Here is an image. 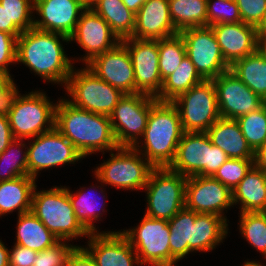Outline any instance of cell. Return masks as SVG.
<instances>
[{"mask_svg":"<svg viewBox=\"0 0 266 266\" xmlns=\"http://www.w3.org/2000/svg\"><path fill=\"white\" fill-rule=\"evenodd\" d=\"M59 39L68 42L69 37L34 27L17 38L16 63L22 62L45 81L66 85L73 70L71 59L66 57Z\"/></svg>","mask_w":266,"mask_h":266,"instance_id":"obj_1","label":"cell"},{"mask_svg":"<svg viewBox=\"0 0 266 266\" xmlns=\"http://www.w3.org/2000/svg\"><path fill=\"white\" fill-rule=\"evenodd\" d=\"M55 108V128L70 141L83 157L96 151H115L116 142L110 118L73 106L65 99Z\"/></svg>","mask_w":266,"mask_h":266,"instance_id":"obj_2","label":"cell"},{"mask_svg":"<svg viewBox=\"0 0 266 266\" xmlns=\"http://www.w3.org/2000/svg\"><path fill=\"white\" fill-rule=\"evenodd\" d=\"M184 131L181 126L180 114L172 102L157 101L150 109L147 125L143 133L144 154L154 168L169 167L174 160L176 149Z\"/></svg>","mask_w":266,"mask_h":266,"instance_id":"obj_3","label":"cell"},{"mask_svg":"<svg viewBox=\"0 0 266 266\" xmlns=\"http://www.w3.org/2000/svg\"><path fill=\"white\" fill-rule=\"evenodd\" d=\"M32 195L31 212L51 231L59 240L87 236L90 232L77 219L71 205L68 188L54 187L46 191H37Z\"/></svg>","mask_w":266,"mask_h":266,"instance_id":"obj_4","label":"cell"},{"mask_svg":"<svg viewBox=\"0 0 266 266\" xmlns=\"http://www.w3.org/2000/svg\"><path fill=\"white\" fill-rule=\"evenodd\" d=\"M228 159L224 151L211 143L206 132H184L168 168L187 178L212 177Z\"/></svg>","mask_w":266,"mask_h":266,"instance_id":"obj_5","label":"cell"},{"mask_svg":"<svg viewBox=\"0 0 266 266\" xmlns=\"http://www.w3.org/2000/svg\"><path fill=\"white\" fill-rule=\"evenodd\" d=\"M65 86L72 97L67 101L73 106L107 116L124 96L121 90L100 79L87 66L77 72L73 69Z\"/></svg>","mask_w":266,"mask_h":266,"instance_id":"obj_6","label":"cell"},{"mask_svg":"<svg viewBox=\"0 0 266 266\" xmlns=\"http://www.w3.org/2000/svg\"><path fill=\"white\" fill-rule=\"evenodd\" d=\"M187 177L168 167L154 168L144 189L147 191L146 216L170 220L185 208Z\"/></svg>","mask_w":266,"mask_h":266,"instance_id":"obj_7","label":"cell"},{"mask_svg":"<svg viewBox=\"0 0 266 266\" xmlns=\"http://www.w3.org/2000/svg\"><path fill=\"white\" fill-rule=\"evenodd\" d=\"M47 98L39 91L19 94L8 115L14 139L33 138L55 127L56 105Z\"/></svg>","mask_w":266,"mask_h":266,"instance_id":"obj_8","label":"cell"},{"mask_svg":"<svg viewBox=\"0 0 266 266\" xmlns=\"http://www.w3.org/2000/svg\"><path fill=\"white\" fill-rule=\"evenodd\" d=\"M172 103L179 111L184 132H206L221 118L213 80H203Z\"/></svg>","mask_w":266,"mask_h":266,"instance_id":"obj_9","label":"cell"},{"mask_svg":"<svg viewBox=\"0 0 266 266\" xmlns=\"http://www.w3.org/2000/svg\"><path fill=\"white\" fill-rule=\"evenodd\" d=\"M115 151L96 168L94 174L99 182L122 189H144L154 167L134 147H118Z\"/></svg>","mask_w":266,"mask_h":266,"instance_id":"obj_10","label":"cell"},{"mask_svg":"<svg viewBox=\"0 0 266 266\" xmlns=\"http://www.w3.org/2000/svg\"><path fill=\"white\" fill-rule=\"evenodd\" d=\"M157 101L155 97L143 93L124 94L109 115L119 147L139 144L138 136H143L150 109Z\"/></svg>","mask_w":266,"mask_h":266,"instance_id":"obj_11","label":"cell"},{"mask_svg":"<svg viewBox=\"0 0 266 266\" xmlns=\"http://www.w3.org/2000/svg\"><path fill=\"white\" fill-rule=\"evenodd\" d=\"M122 233L134 248L140 265L146 263L158 266L171 263L168 220L144 215L138 227Z\"/></svg>","mask_w":266,"mask_h":266,"instance_id":"obj_12","label":"cell"},{"mask_svg":"<svg viewBox=\"0 0 266 266\" xmlns=\"http://www.w3.org/2000/svg\"><path fill=\"white\" fill-rule=\"evenodd\" d=\"M179 33L185 44L186 56L204 80H213L230 70L211 26L191 27Z\"/></svg>","mask_w":266,"mask_h":266,"instance_id":"obj_13","label":"cell"},{"mask_svg":"<svg viewBox=\"0 0 266 266\" xmlns=\"http://www.w3.org/2000/svg\"><path fill=\"white\" fill-rule=\"evenodd\" d=\"M35 138L27 147L28 176L35 179L40 170L66 163L74 164L83 158L77 148L55 127Z\"/></svg>","mask_w":266,"mask_h":266,"instance_id":"obj_14","label":"cell"},{"mask_svg":"<svg viewBox=\"0 0 266 266\" xmlns=\"http://www.w3.org/2000/svg\"><path fill=\"white\" fill-rule=\"evenodd\" d=\"M130 54L134 77L135 93L156 97L163 81L159 72L158 39H136L127 37L121 40Z\"/></svg>","mask_w":266,"mask_h":266,"instance_id":"obj_15","label":"cell"},{"mask_svg":"<svg viewBox=\"0 0 266 266\" xmlns=\"http://www.w3.org/2000/svg\"><path fill=\"white\" fill-rule=\"evenodd\" d=\"M213 83L222 118L237 120L247 113L258 110L266 103L230 70L214 78Z\"/></svg>","mask_w":266,"mask_h":266,"instance_id":"obj_16","label":"cell"},{"mask_svg":"<svg viewBox=\"0 0 266 266\" xmlns=\"http://www.w3.org/2000/svg\"><path fill=\"white\" fill-rule=\"evenodd\" d=\"M233 205L232 191L210 176L188 177L185 185V208L195 213L223 216Z\"/></svg>","mask_w":266,"mask_h":266,"instance_id":"obj_17","label":"cell"},{"mask_svg":"<svg viewBox=\"0 0 266 266\" xmlns=\"http://www.w3.org/2000/svg\"><path fill=\"white\" fill-rule=\"evenodd\" d=\"M69 40H76L75 42L87 52L82 59L85 64L121 42L109 24L91 7L86 8L80 14L79 21Z\"/></svg>","mask_w":266,"mask_h":266,"instance_id":"obj_18","label":"cell"},{"mask_svg":"<svg viewBox=\"0 0 266 266\" xmlns=\"http://www.w3.org/2000/svg\"><path fill=\"white\" fill-rule=\"evenodd\" d=\"M86 66L100 79L121 90L124 94L135 93L133 64L127 47L119 42L111 50L94 57Z\"/></svg>","mask_w":266,"mask_h":266,"instance_id":"obj_19","label":"cell"},{"mask_svg":"<svg viewBox=\"0 0 266 266\" xmlns=\"http://www.w3.org/2000/svg\"><path fill=\"white\" fill-rule=\"evenodd\" d=\"M33 3L41 17L33 20V27L67 37L73 34L80 14L87 8L80 0H34Z\"/></svg>","mask_w":266,"mask_h":266,"instance_id":"obj_20","label":"cell"},{"mask_svg":"<svg viewBox=\"0 0 266 266\" xmlns=\"http://www.w3.org/2000/svg\"><path fill=\"white\" fill-rule=\"evenodd\" d=\"M85 249L98 266H133L140 264L134 248L121 232L90 233ZM135 253V254H134Z\"/></svg>","mask_w":266,"mask_h":266,"instance_id":"obj_21","label":"cell"},{"mask_svg":"<svg viewBox=\"0 0 266 266\" xmlns=\"http://www.w3.org/2000/svg\"><path fill=\"white\" fill-rule=\"evenodd\" d=\"M225 61L231 66L236 60L259 48V29L243 22L211 26Z\"/></svg>","mask_w":266,"mask_h":266,"instance_id":"obj_22","label":"cell"},{"mask_svg":"<svg viewBox=\"0 0 266 266\" xmlns=\"http://www.w3.org/2000/svg\"><path fill=\"white\" fill-rule=\"evenodd\" d=\"M169 10L168 0H147L136 13L131 37L157 40L178 34Z\"/></svg>","mask_w":266,"mask_h":266,"instance_id":"obj_23","label":"cell"},{"mask_svg":"<svg viewBox=\"0 0 266 266\" xmlns=\"http://www.w3.org/2000/svg\"><path fill=\"white\" fill-rule=\"evenodd\" d=\"M206 133L211 143L224 151L228 158L254 159V151L243 136L237 120L221 117Z\"/></svg>","mask_w":266,"mask_h":266,"instance_id":"obj_24","label":"cell"},{"mask_svg":"<svg viewBox=\"0 0 266 266\" xmlns=\"http://www.w3.org/2000/svg\"><path fill=\"white\" fill-rule=\"evenodd\" d=\"M232 202L242 212H266V173L253 166L232 191Z\"/></svg>","mask_w":266,"mask_h":266,"instance_id":"obj_25","label":"cell"},{"mask_svg":"<svg viewBox=\"0 0 266 266\" xmlns=\"http://www.w3.org/2000/svg\"><path fill=\"white\" fill-rule=\"evenodd\" d=\"M35 178L25 175L0 181V216L18 210V215L31 211Z\"/></svg>","mask_w":266,"mask_h":266,"instance_id":"obj_26","label":"cell"},{"mask_svg":"<svg viewBox=\"0 0 266 266\" xmlns=\"http://www.w3.org/2000/svg\"><path fill=\"white\" fill-rule=\"evenodd\" d=\"M230 71L266 102V56L260 48L236 60Z\"/></svg>","mask_w":266,"mask_h":266,"instance_id":"obj_27","label":"cell"},{"mask_svg":"<svg viewBox=\"0 0 266 266\" xmlns=\"http://www.w3.org/2000/svg\"><path fill=\"white\" fill-rule=\"evenodd\" d=\"M17 225L15 244L31 250L40 252L60 241L31 211L18 215Z\"/></svg>","mask_w":266,"mask_h":266,"instance_id":"obj_28","label":"cell"},{"mask_svg":"<svg viewBox=\"0 0 266 266\" xmlns=\"http://www.w3.org/2000/svg\"><path fill=\"white\" fill-rule=\"evenodd\" d=\"M196 213L183 208L168 221L171 263H177L189 252H193V224Z\"/></svg>","mask_w":266,"mask_h":266,"instance_id":"obj_29","label":"cell"},{"mask_svg":"<svg viewBox=\"0 0 266 266\" xmlns=\"http://www.w3.org/2000/svg\"><path fill=\"white\" fill-rule=\"evenodd\" d=\"M227 226L225 217L196 213L193 224V251L213 250L226 237Z\"/></svg>","mask_w":266,"mask_h":266,"instance_id":"obj_30","label":"cell"},{"mask_svg":"<svg viewBox=\"0 0 266 266\" xmlns=\"http://www.w3.org/2000/svg\"><path fill=\"white\" fill-rule=\"evenodd\" d=\"M91 8L109 24L120 40L133 35L136 14L122 0H97Z\"/></svg>","mask_w":266,"mask_h":266,"instance_id":"obj_31","label":"cell"},{"mask_svg":"<svg viewBox=\"0 0 266 266\" xmlns=\"http://www.w3.org/2000/svg\"><path fill=\"white\" fill-rule=\"evenodd\" d=\"M203 80L196 71L195 65L185 56L175 72L163 80L160 93L155 98L161 102H172Z\"/></svg>","mask_w":266,"mask_h":266,"instance_id":"obj_32","label":"cell"},{"mask_svg":"<svg viewBox=\"0 0 266 266\" xmlns=\"http://www.w3.org/2000/svg\"><path fill=\"white\" fill-rule=\"evenodd\" d=\"M170 17L180 32L191 27L207 26V0H168Z\"/></svg>","mask_w":266,"mask_h":266,"instance_id":"obj_33","label":"cell"},{"mask_svg":"<svg viewBox=\"0 0 266 266\" xmlns=\"http://www.w3.org/2000/svg\"><path fill=\"white\" fill-rule=\"evenodd\" d=\"M159 72L162 81L180 66L186 56V48L180 33L158 39Z\"/></svg>","mask_w":266,"mask_h":266,"instance_id":"obj_34","label":"cell"},{"mask_svg":"<svg viewBox=\"0 0 266 266\" xmlns=\"http://www.w3.org/2000/svg\"><path fill=\"white\" fill-rule=\"evenodd\" d=\"M240 218L241 234L266 257V212H242Z\"/></svg>","mask_w":266,"mask_h":266,"instance_id":"obj_35","label":"cell"},{"mask_svg":"<svg viewBox=\"0 0 266 266\" xmlns=\"http://www.w3.org/2000/svg\"><path fill=\"white\" fill-rule=\"evenodd\" d=\"M237 122L254 152L266 142V103L258 110L239 117Z\"/></svg>","mask_w":266,"mask_h":266,"instance_id":"obj_36","label":"cell"},{"mask_svg":"<svg viewBox=\"0 0 266 266\" xmlns=\"http://www.w3.org/2000/svg\"><path fill=\"white\" fill-rule=\"evenodd\" d=\"M22 139H14L9 146L3 151V153L0 154V181H6V180H12L15 178H18L20 176L28 175V159H27V150L25 147V152L22 153V150L20 149V146L23 148L25 146V143L23 144ZM14 146H19V149L15 151L14 153ZM22 155V158L19 155ZM17 156V158H16ZM11 164H7V162ZM7 164L9 166L8 169L3 170L1 169V165H4L3 163ZM6 166V165H5ZM3 167V166H2ZM4 171L3 173L1 171Z\"/></svg>","mask_w":266,"mask_h":266,"instance_id":"obj_37","label":"cell"},{"mask_svg":"<svg viewBox=\"0 0 266 266\" xmlns=\"http://www.w3.org/2000/svg\"><path fill=\"white\" fill-rule=\"evenodd\" d=\"M82 192L81 190L74 194L68 189L69 199L77 219L90 233H94L97 232V229L94 227L93 221L100 219L102 213H100V210L96 212V209H98L96 205L98 204L94 200L95 196L90 195L88 192L87 194Z\"/></svg>","mask_w":266,"mask_h":266,"instance_id":"obj_38","label":"cell"},{"mask_svg":"<svg viewBox=\"0 0 266 266\" xmlns=\"http://www.w3.org/2000/svg\"><path fill=\"white\" fill-rule=\"evenodd\" d=\"M253 166L254 159L229 158L212 177L233 191Z\"/></svg>","mask_w":266,"mask_h":266,"instance_id":"obj_39","label":"cell"},{"mask_svg":"<svg viewBox=\"0 0 266 266\" xmlns=\"http://www.w3.org/2000/svg\"><path fill=\"white\" fill-rule=\"evenodd\" d=\"M207 0V26L242 22L235 0Z\"/></svg>","mask_w":266,"mask_h":266,"instance_id":"obj_40","label":"cell"},{"mask_svg":"<svg viewBox=\"0 0 266 266\" xmlns=\"http://www.w3.org/2000/svg\"><path fill=\"white\" fill-rule=\"evenodd\" d=\"M32 2L34 0H0V5L8 13V24H15L22 32L32 28L34 20L30 15L34 11Z\"/></svg>","mask_w":266,"mask_h":266,"instance_id":"obj_41","label":"cell"},{"mask_svg":"<svg viewBox=\"0 0 266 266\" xmlns=\"http://www.w3.org/2000/svg\"><path fill=\"white\" fill-rule=\"evenodd\" d=\"M76 247L60 240L54 246L38 252L32 266H67L69 255Z\"/></svg>","mask_w":266,"mask_h":266,"instance_id":"obj_42","label":"cell"},{"mask_svg":"<svg viewBox=\"0 0 266 266\" xmlns=\"http://www.w3.org/2000/svg\"><path fill=\"white\" fill-rule=\"evenodd\" d=\"M243 23L258 29L266 19V0H235Z\"/></svg>","mask_w":266,"mask_h":266,"instance_id":"obj_43","label":"cell"},{"mask_svg":"<svg viewBox=\"0 0 266 266\" xmlns=\"http://www.w3.org/2000/svg\"><path fill=\"white\" fill-rule=\"evenodd\" d=\"M17 38L0 31V71L9 73L8 65L16 62Z\"/></svg>","mask_w":266,"mask_h":266,"instance_id":"obj_44","label":"cell"},{"mask_svg":"<svg viewBox=\"0 0 266 266\" xmlns=\"http://www.w3.org/2000/svg\"><path fill=\"white\" fill-rule=\"evenodd\" d=\"M37 253V251L15 244L9 251V266H32Z\"/></svg>","mask_w":266,"mask_h":266,"instance_id":"obj_45","label":"cell"},{"mask_svg":"<svg viewBox=\"0 0 266 266\" xmlns=\"http://www.w3.org/2000/svg\"><path fill=\"white\" fill-rule=\"evenodd\" d=\"M67 266H98L90 255V253L83 247L77 246L69 255Z\"/></svg>","mask_w":266,"mask_h":266,"instance_id":"obj_46","label":"cell"},{"mask_svg":"<svg viewBox=\"0 0 266 266\" xmlns=\"http://www.w3.org/2000/svg\"><path fill=\"white\" fill-rule=\"evenodd\" d=\"M13 83L5 92L0 94V116L8 117L19 96V91Z\"/></svg>","mask_w":266,"mask_h":266,"instance_id":"obj_47","label":"cell"},{"mask_svg":"<svg viewBox=\"0 0 266 266\" xmlns=\"http://www.w3.org/2000/svg\"><path fill=\"white\" fill-rule=\"evenodd\" d=\"M14 140L8 117L0 116V154Z\"/></svg>","mask_w":266,"mask_h":266,"instance_id":"obj_48","label":"cell"},{"mask_svg":"<svg viewBox=\"0 0 266 266\" xmlns=\"http://www.w3.org/2000/svg\"><path fill=\"white\" fill-rule=\"evenodd\" d=\"M0 31L6 32L18 38L22 31L15 24H8V13L0 5Z\"/></svg>","mask_w":266,"mask_h":266,"instance_id":"obj_49","label":"cell"},{"mask_svg":"<svg viewBox=\"0 0 266 266\" xmlns=\"http://www.w3.org/2000/svg\"><path fill=\"white\" fill-rule=\"evenodd\" d=\"M254 166L266 173V142L254 152Z\"/></svg>","mask_w":266,"mask_h":266,"instance_id":"obj_50","label":"cell"},{"mask_svg":"<svg viewBox=\"0 0 266 266\" xmlns=\"http://www.w3.org/2000/svg\"><path fill=\"white\" fill-rule=\"evenodd\" d=\"M14 83L9 73L0 71V94L5 92Z\"/></svg>","mask_w":266,"mask_h":266,"instance_id":"obj_51","label":"cell"},{"mask_svg":"<svg viewBox=\"0 0 266 266\" xmlns=\"http://www.w3.org/2000/svg\"><path fill=\"white\" fill-rule=\"evenodd\" d=\"M124 5L133 13H137L147 0H122Z\"/></svg>","mask_w":266,"mask_h":266,"instance_id":"obj_52","label":"cell"},{"mask_svg":"<svg viewBox=\"0 0 266 266\" xmlns=\"http://www.w3.org/2000/svg\"><path fill=\"white\" fill-rule=\"evenodd\" d=\"M0 266H9V250L0 240Z\"/></svg>","mask_w":266,"mask_h":266,"instance_id":"obj_53","label":"cell"},{"mask_svg":"<svg viewBox=\"0 0 266 266\" xmlns=\"http://www.w3.org/2000/svg\"><path fill=\"white\" fill-rule=\"evenodd\" d=\"M259 48L266 56V36H260L259 39Z\"/></svg>","mask_w":266,"mask_h":266,"instance_id":"obj_54","label":"cell"},{"mask_svg":"<svg viewBox=\"0 0 266 266\" xmlns=\"http://www.w3.org/2000/svg\"><path fill=\"white\" fill-rule=\"evenodd\" d=\"M259 36H266V19L262 26L259 28Z\"/></svg>","mask_w":266,"mask_h":266,"instance_id":"obj_55","label":"cell"},{"mask_svg":"<svg viewBox=\"0 0 266 266\" xmlns=\"http://www.w3.org/2000/svg\"><path fill=\"white\" fill-rule=\"evenodd\" d=\"M87 8L91 7L97 0H80Z\"/></svg>","mask_w":266,"mask_h":266,"instance_id":"obj_56","label":"cell"},{"mask_svg":"<svg viewBox=\"0 0 266 266\" xmlns=\"http://www.w3.org/2000/svg\"><path fill=\"white\" fill-rule=\"evenodd\" d=\"M250 266H262V265L260 264V262L257 263L256 261H251Z\"/></svg>","mask_w":266,"mask_h":266,"instance_id":"obj_57","label":"cell"},{"mask_svg":"<svg viewBox=\"0 0 266 266\" xmlns=\"http://www.w3.org/2000/svg\"><path fill=\"white\" fill-rule=\"evenodd\" d=\"M175 263H169V264H165V265H158V266H176L174 265Z\"/></svg>","mask_w":266,"mask_h":266,"instance_id":"obj_58","label":"cell"},{"mask_svg":"<svg viewBox=\"0 0 266 266\" xmlns=\"http://www.w3.org/2000/svg\"><path fill=\"white\" fill-rule=\"evenodd\" d=\"M243 266H250V261L245 262V264Z\"/></svg>","mask_w":266,"mask_h":266,"instance_id":"obj_59","label":"cell"}]
</instances>
